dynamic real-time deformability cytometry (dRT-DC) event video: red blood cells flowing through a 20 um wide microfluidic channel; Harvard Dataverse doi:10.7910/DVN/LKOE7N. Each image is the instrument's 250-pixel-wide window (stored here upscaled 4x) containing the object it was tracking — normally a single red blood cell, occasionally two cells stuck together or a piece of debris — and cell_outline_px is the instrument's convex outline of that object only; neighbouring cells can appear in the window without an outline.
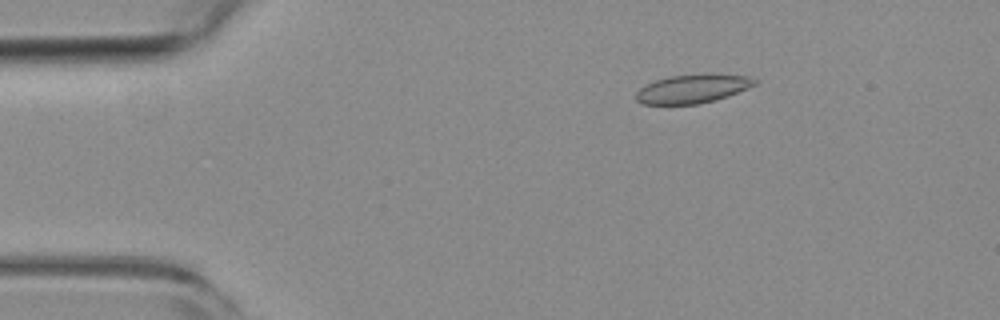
{"species": "common noctule bat (a hibernating species)", "species_latin": "Nyctalus noctula", "temperature_condition": "room temperature", "stored_images_in_passage": 52, "camera_frame_rate_fps": 3000, "um_per_image_px": 0.085, "animal": {"sex": "female", "body_mass_g": 19.3, "forearm_length_mm": 54.1}, "frame": {"image": 1, "passage_image": 7, "time_ms": 2.0, "image_size_px": [1000, 320], "cell_outline_px": [[760, 80], [756, 84], [748, 88], [728, 96], [716, 100], [696, 104], [644, 104], [636, 100], [636, 92], [644, 84], [668, 76], [700, 72], [708, 72], [752, 76]], "centroid_in_image_um": [58.93, 7.5], "position_along_channel_um": 26.1, "area_um2": 20.58}}
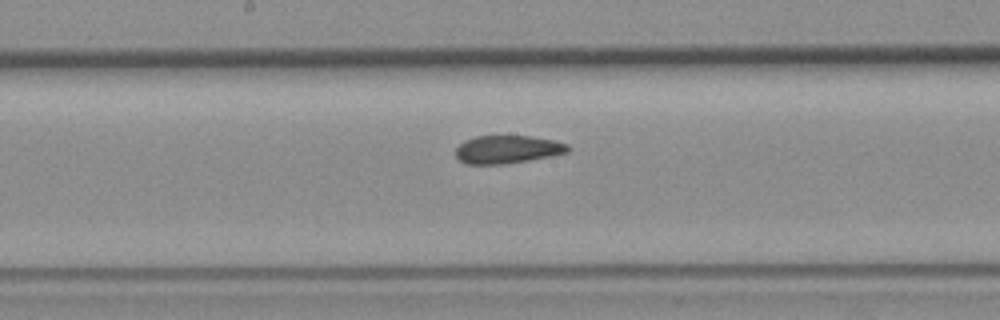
{"frame": {"image": 2, "passage_image": 26, "time_ms": 8.333, "image_size_px": [1000, 320], "cell_outline_px": [[572, 148], [568, 152], [552, 156], [504, 164], [464, 164], [456, 156], [456, 148], [464, 140], [476, 136], [532, 136], [552, 140], [568, 144]], "centroid_in_image_um": [43.14, 12.7], "position_along_channel_um": 205.1, "area_um2": 18.38}}
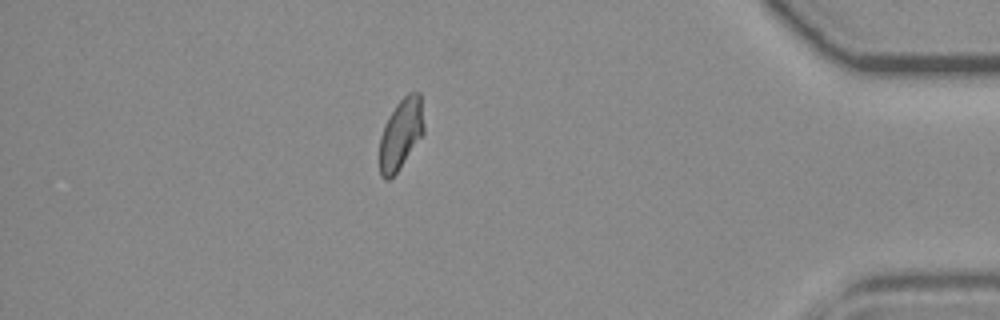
{"frame": {"image": 3, "passage_image": 45, "time_ms": 14.667, "image_size_px": [1000, 320], "cell_outline_px": [[424, 132], [396, 172], [388, 180], [384, 180], [380, 176], [380, 136], [384, 124], [388, 116], [396, 104], [408, 92], [420, 92], [424, 124]], "centroid_in_image_um": [34.06, 11.35], "position_along_channel_um": 401.1, "area_um2": 18.09}, "authors_computed_cell_mechanics": {"area_um2": 19.2185, "velocity_mm_per_s": 3.8068, "shape_relaxation_time_tau1_ms": null, "shape_relaxation_time_tau2_ms": 2.81, "deformation_change_tau1": null, "deformation_change_tau2": 0.0598}}